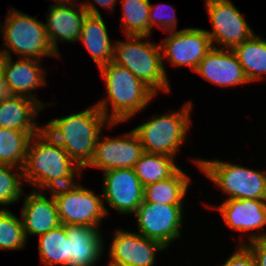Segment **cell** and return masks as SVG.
Instances as JSON below:
<instances>
[{
	"mask_svg": "<svg viewBox=\"0 0 266 266\" xmlns=\"http://www.w3.org/2000/svg\"><path fill=\"white\" fill-rule=\"evenodd\" d=\"M108 123V124H107ZM112 127L107 117L96 105L69 116L50 120L43 130L60 146L83 170L93 159L95 146L103 126Z\"/></svg>",
	"mask_w": 266,
	"mask_h": 266,
	"instance_id": "cell-1",
	"label": "cell"
},
{
	"mask_svg": "<svg viewBox=\"0 0 266 266\" xmlns=\"http://www.w3.org/2000/svg\"><path fill=\"white\" fill-rule=\"evenodd\" d=\"M81 170L62 146L57 144L43 129L29 143L25 164L24 181L40 189H56L74 184Z\"/></svg>",
	"mask_w": 266,
	"mask_h": 266,
	"instance_id": "cell-2",
	"label": "cell"
},
{
	"mask_svg": "<svg viewBox=\"0 0 266 266\" xmlns=\"http://www.w3.org/2000/svg\"><path fill=\"white\" fill-rule=\"evenodd\" d=\"M106 83L108 99L95 104L111 123L126 122L141 112L156 94L127 68L110 62L99 68ZM108 101L112 105L109 114Z\"/></svg>",
	"mask_w": 266,
	"mask_h": 266,
	"instance_id": "cell-3",
	"label": "cell"
},
{
	"mask_svg": "<svg viewBox=\"0 0 266 266\" xmlns=\"http://www.w3.org/2000/svg\"><path fill=\"white\" fill-rule=\"evenodd\" d=\"M147 37L128 35V41L114 43L113 62L127 68L156 95L158 90L169 92L161 46L141 41Z\"/></svg>",
	"mask_w": 266,
	"mask_h": 266,
	"instance_id": "cell-4",
	"label": "cell"
},
{
	"mask_svg": "<svg viewBox=\"0 0 266 266\" xmlns=\"http://www.w3.org/2000/svg\"><path fill=\"white\" fill-rule=\"evenodd\" d=\"M167 115H156L132 129L138 136L144 152L163 154L175 158L190 128L191 102ZM159 116V117H158Z\"/></svg>",
	"mask_w": 266,
	"mask_h": 266,
	"instance_id": "cell-5",
	"label": "cell"
},
{
	"mask_svg": "<svg viewBox=\"0 0 266 266\" xmlns=\"http://www.w3.org/2000/svg\"><path fill=\"white\" fill-rule=\"evenodd\" d=\"M194 162L229 195L227 199L266 200V173L217 159H195Z\"/></svg>",
	"mask_w": 266,
	"mask_h": 266,
	"instance_id": "cell-6",
	"label": "cell"
},
{
	"mask_svg": "<svg viewBox=\"0 0 266 266\" xmlns=\"http://www.w3.org/2000/svg\"><path fill=\"white\" fill-rule=\"evenodd\" d=\"M7 48L20 58L56 57L47 36L45 24L16 8L10 9L5 26L0 30Z\"/></svg>",
	"mask_w": 266,
	"mask_h": 266,
	"instance_id": "cell-7",
	"label": "cell"
},
{
	"mask_svg": "<svg viewBox=\"0 0 266 266\" xmlns=\"http://www.w3.org/2000/svg\"><path fill=\"white\" fill-rule=\"evenodd\" d=\"M62 225L81 224L99 228V223L108 214L103 204V196L93 190L76 185L51 190Z\"/></svg>",
	"mask_w": 266,
	"mask_h": 266,
	"instance_id": "cell-8",
	"label": "cell"
},
{
	"mask_svg": "<svg viewBox=\"0 0 266 266\" xmlns=\"http://www.w3.org/2000/svg\"><path fill=\"white\" fill-rule=\"evenodd\" d=\"M183 204H157L143 200L135 212L139 233L164 247L180 237Z\"/></svg>",
	"mask_w": 266,
	"mask_h": 266,
	"instance_id": "cell-9",
	"label": "cell"
},
{
	"mask_svg": "<svg viewBox=\"0 0 266 266\" xmlns=\"http://www.w3.org/2000/svg\"><path fill=\"white\" fill-rule=\"evenodd\" d=\"M213 30L206 33L223 49L233 50L250 38L254 32L243 15L230 0H205Z\"/></svg>",
	"mask_w": 266,
	"mask_h": 266,
	"instance_id": "cell-10",
	"label": "cell"
},
{
	"mask_svg": "<svg viewBox=\"0 0 266 266\" xmlns=\"http://www.w3.org/2000/svg\"><path fill=\"white\" fill-rule=\"evenodd\" d=\"M160 44L162 58H168L173 66H189L193 71L200 61L213 48L212 42L205 29L186 28L171 31Z\"/></svg>",
	"mask_w": 266,
	"mask_h": 266,
	"instance_id": "cell-11",
	"label": "cell"
},
{
	"mask_svg": "<svg viewBox=\"0 0 266 266\" xmlns=\"http://www.w3.org/2000/svg\"><path fill=\"white\" fill-rule=\"evenodd\" d=\"M103 173V200L117 212L135 213L143 202L144 187L134 169H113Z\"/></svg>",
	"mask_w": 266,
	"mask_h": 266,
	"instance_id": "cell-12",
	"label": "cell"
},
{
	"mask_svg": "<svg viewBox=\"0 0 266 266\" xmlns=\"http://www.w3.org/2000/svg\"><path fill=\"white\" fill-rule=\"evenodd\" d=\"M108 266H153L157 251L166 249L160 242L129 231L115 232Z\"/></svg>",
	"mask_w": 266,
	"mask_h": 266,
	"instance_id": "cell-13",
	"label": "cell"
},
{
	"mask_svg": "<svg viewBox=\"0 0 266 266\" xmlns=\"http://www.w3.org/2000/svg\"><path fill=\"white\" fill-rule=\"evenodd\" d=\"M98 138L95 153L88 166L100 168L104 172L113 169L134 168L144 153L143 146L136 133L131 130L119 138Z\"/></svg>",
	"mask_w": 266,
	"mask_h": 266,
	"instance_id": "cell-14",
	"label": "cell"
},
{
	"mask_svg": "<svg viewBox=\"0 0 266 266\" xmlns=\"http://www.w3.org/2000/svg\"><path fill=\"white\" fill-rule=\"evenodd\" d=\"M10 50L3 48L0 50V59L3 64L6 82L11 87L15 95H22L36 100L42 107L45 103L37 100L32 90L40 88L46 84L45 73L39 65L41 60L20 58L13 62Z\"/></svg>",
	"mask_w": 266,
	"mask_h": 266,
	"instance_id": "cell-15",
	"label": "cell"
},
{
	"mask_svg": "<svg viewBox=\"0 0 266 266\" xmlns=\"http://www.w3.org/2000/svg\"><path fill=\"white\" fill-rule=\"evenodd\" d=\"M195 72L219 87L249 83L235 52L217 46L200 61Z\"/></svg>",
	"mask_w": 266,
	"mask_h": 266,
	"instance_id": "cell-16",
	"label": "cell"
},
{
	"mask_svg": "<svg viewBox=\"0 0 266 266\" xmlns=\"http://www.w3.org/2000/svg\"><path fill=\"white\" fill-rule=\"evenodd\" d=\"M39 191L32 190L23 200L22 224L25 236L43 235L61 225L54 196L47 198Z\"/></svg>",
	"mask_w": 266,
	"mask_h": 266,
	"instance_id": "cell-17",
	"label": "cell"
},
{
	"mask_svg": "<svg viewBox=\"0 0 266 266\" xmlns=\"http://www.w3.org/2000/svg\"><path fill=\"white\" fill-rule=\"evenodd\" d=\"M80 5L85 8L87 15L83 20L78 40L82 41L81 43L85 45L93 61L100 68L113 61L114 44L112 45L109 39L105 22L95 5L90 4L89 1Z\"/></svg>",
	"mask_w": 266,
	"mask_h": 266,
	"instance_id": "cell-18",
	"label": "cell"
},
{
	"mask_svg": "<svg viewBox=\"0 0 266 266\" xmlns=\"http://www.w3.org/2000/svg\"><path fill=\"white\" fill-rule=\"evenodd\" d=\"M69 242V266H94L102 257L104 241L99 229L81 224L65 225ZM103 241V243H102ZM103 246V247H102Z\"/></svg>",
	"mask_w": 266,
	"mask_h": 266,
	"instance_id": "cell-19",
	"label": "cell"
},
{
	"mask_svg": "<svg viewBox=\"0 0 266 266\" xmlns=\"http://www.w3.org/2000/svg\"><path fill=\"white\" fill-rule=\"evenodd\" d=\"M218 210L234 230L244 233L266 226V200L226 199Z\"/></svg>",
	"mask_w": 266,
	"mask_h": 266,
	"instance_id": "cell-20",
	"label": "cell"
},
{
	"mask_svg": "<svg viewBox=\"0 0 266 266\" xmlns=\"http://www.w3.org/2000/svg\"><path fill=\"white\" fill-rule=\"evenodd\" d=\"M74 7L50 5L49 14L46 15L47 23H45V27L47 36L52 48L59 55L57 41H78L83 20L87 15V11L82 5L79 9Z\"/></svg>",
	"mask_w": 266,
	"mask_h": 266,
	"instance_id": "cell-21",
	"label": "cell"
},
{
	"mask_svg": "<svg viewBox=\"0 0 266 266\" xmlns=\"http://www.w3.org/2000/svg\"><path fill=\"white\" fill-rule=\"evenodd\" d=\"M43 108L36 100L22 95L3 100L0 102V128L36 135L43 127H38L34 120Z\"/></svg>",
	"mask_w": 266,
	"mask_h": 266,
	"instance_id": "cell-22",
	"label": "cell"
},
{
	"mask_svg": "<svg viewBox=\"0 0 266 266\" xmlns=\"http://www.w3.org/2000/svg\"><path fill=\"white\" fill-rule=\"evenodd\" d=\"M190 177L178 169L171 177L144 187L143 200L157 204H182Z\"/></svg>",
	"mask_w": 266,
	"mask_h": 266,
	"instance_id": "cell-23",
	"label": "cell"
},
{
	"mask_svg": "<svg viewBox=\"0 0 266 266\" xmlns=\"http://www.w3.org/2000/svg\"><path fill=\"white\" fill-rule=\"evenodd\" d=\"M233 51L249 83L263 78L266 74V39L253 34Z\"/></svg>",
	"mask_w": 266,
	"mask_h": 266,
	"instance_id": "cell-24",
	"label": "cell"
},
{
	"mask_svg": "<svg viewBox=\"0 0 266 266\" xmlns=\"http://www.w3.org/2000/svg\"><path fill=\"white\" fill-rule=\"evenodd\" d=\"M134 172L143 187L171 177L179 167L174 157L144 152L134 165Z\"/></svg>",
	"mask_w": 266,
	"mask_h": 266,
	"instance_id": "cell-25",
	"label": "cell"
},
{
	"mask_svg": "<svg viewBox=\"0 0 266 266\" xmlns=\"http://www.w3.org/2000/svg\"><path fill=\"white\" fill-rule=\"evenodd\" d=\"M39 254L45 266H69V242L65 225L39 236Z\"/></svg>",
	"mask_w": 266,
	"mask_h": 266,
	"instance_id": "cell-26",
	"label": "cell"
},
{
	"mask_svg": "<svg viewBox=\"0 0 266 266\" xmlns=\"http://www.w3.org/2000/svg\"><path fill=\"white\" fill-rule=\"evenodd\" d=\"M33 133L0 128V164L16 166L23 170Z\"/></svg>",
	"mask_w": 266,
	"mask_h": 266,
	"instance_id": "cell-27",
	"label": "cell"
},
{
	"mask_svg": "<svg viewBox=\"0 0 266 266\" xmlns=\"http://www.w3.org/2000/svg\"><path fill=\"white\" fill-rule=\"evenodd\" d=\"M122 20L125 34L133 36H150L149 29V0H121Z\"/></svg>",
	"mask_w": 266,
	"mask_h": 266,
	"instance_id": "cell-28",
	"label": "cell"
},
{
	"mask_svg": "<svg viewBox=\"0 0 266 266\" xmlns=\"http://www.w3.org/2000/svg\"><path fill=\"white\" fill-rule=\"evenodd\" d=\"M22 220L9 209H0V249L19 250L26 244Z\"/></svg>",
	"mask_w": 266,
	"mask_h": 266,
	"instance_id": "cell-29",
	"label": "cell"
},
{
	"mask_svg": "<svg viewBox=\"0 0 266 266\" xmlns=\"http://www.w3.org/2000/svg\"><path fill=\"white\" fill-rule=\"evenodd\" d=\"M16 166L0 164V206L13 204L23 195L21 180L24 179L23 170L13 173Z\"/></svg>",
	"mask_w": 266,
	"mask_h": 266,
	"instance_id": "cell-30",
	"label": "cell"
},
{
	"mask_svg": "<svg viewBox=\"0 0 266 266\" xmlns=\"http://www.w3.org/2000/svg\"><path fill=\"white\" fill-rule=\"evenodd\" d=\"M171 7L170 5L158 4L157 6H152L150 4L149 10V29L152 30L153 26H157L158 28H162L166 31H175L177 25V18L175 16V11L166 13L164 8ZM174 10L173 7H171ZM169 12V11H168ZM165 13V14H164Z\"/></svg>",
	"mask_w": 266,
	"mask_h": 266,
	"instance_id": "cell-31",
	"label": "cell"
},
{
	"mask_svg": "<svg viewBox=\"0 0 266 266\" xmlns=\"http://www.w3.org/2000/svg\"><path fill=\"white\" fill-rule=\"evenodd\" d=\"M221 266H256V263L251 252L243 244H240L236 252Z\"/></svg>",
	"mask_w": 266,
	"mask_h": 266,
	"instance_id": "cell-32",
	"label": "cell"
},
{
	"mask_svg": "<svg viewBox=\"0 0 266 266\" xmlns=\"http://www.w3.org/2000/svg\"><path fill=\"white\" fill-rule=\"evenodd\" d=\"M249 244L243 245L251 252L256 266H266V237L250 241Z\"/></svg>",
	"mask_w": 266,
	"mask_h": 266,
	"instance_id": "cell-33",
	"label": "cell"
},
{
	"mask_svg": "<svg viewBox=\"0 0 266 266\" xmlns=\"http://www.w3.org/2000/svg\"><path fill=\"white\" fill-rule=\"evenodd\" d=\"M15 94L11 87L8 85L4 75L3 64L0 59V102L9 98H12Z\"/></svg>",
	"mask_w": 266,
	"mask_h": 266,
	"instance_id": "cell-34",
	"label": "cell"
},
{
	"mask_svg": "<svg viewBox=\"0 0 266 266\" xmlns=\"http://www.w3.org/2000/svg\"><path fill=\"white\" fill-rule=\"evenodd\" d=\"M96 3H98L101 7H104L105 9H110L113 12L115 3L117 0H94Z\"/></svg>",
	"mask_w": 266,
	"mask_h": 266,
	"instance_id": "cell-35",
	"label": "cell"
},
{
	"mask_svg": "<svg viewBox=\"0 0 266 266\" xmlns=\"http://www.w3.org/2000/svg\"><path fill=\"white\" fill-rule=\"evenodd\" d=\"M55 2H56V4H54V5H56V6H67V5H69V6H76L75 4L76 3H73V2H76V0H54ZM66 3H67V5H66Z\"/></svg>",
	"mask_w": 266,
	"mask_h": 266,
	"instance_id": "cell-36",
	"label": "cell"
},
{
	"mask_svg": "<svg viewBox=\"0 0 266 266\" xmlns=\"http://www.w3.org/2000/svg\"><path fill=\"white\" fill-rule=\"evenodd\" d=\"M263 236L266 237V233H265V234H264V233H262V234H261V233H259V234H258V233L255 234V233H254V234H253V233H252V235H250L249 238H250V241H253V240L259 239V238H261V237H263Z\"/></svg>",
	"mask_w": 266,
	"mask_h": 266,
	"instance_id": "cell-37",
	"label": "cell"
}]
</instances>
